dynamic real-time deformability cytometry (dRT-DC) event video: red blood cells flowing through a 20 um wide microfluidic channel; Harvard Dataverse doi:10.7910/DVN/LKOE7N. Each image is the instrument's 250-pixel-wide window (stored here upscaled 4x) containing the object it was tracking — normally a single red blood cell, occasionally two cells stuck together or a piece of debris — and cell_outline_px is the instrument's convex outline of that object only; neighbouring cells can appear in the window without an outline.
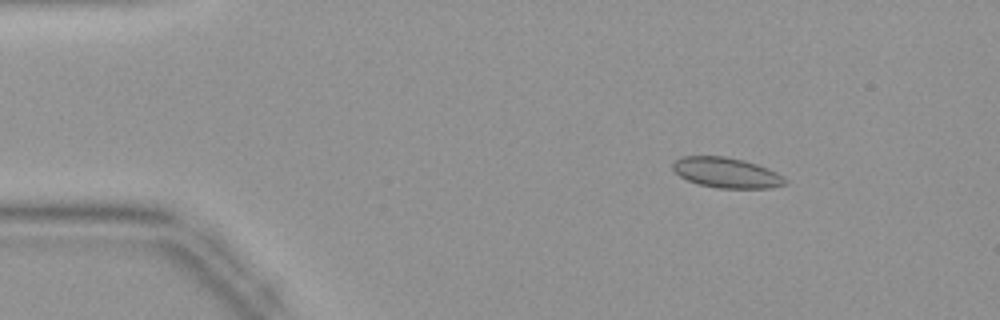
{"species": "common noctule bat (a hibernating species)", "species_latin": "Nyctalus noctula", "temperature_condition": "warm", "stored_images_in_passage": 43, "camera_frame_rate_fps": 3000, "um_per_image_px": 0.085, "animal": {"sex": "female", "body_mass_g": 19.9}, "frame": {"image": 1, "passage_image": 6, "time_ms": 1.667, "image_size_px": [1000, 320], "cell_outline_px": [[788, 184], [772, 188], [716, 188], [700, 184], [688, 180], [680, 176], [672, 168], [672, 164], [680, 156], [724, 156], [744, 160], [768, 168], [784, 176], [788, 180]], "centroid_in_image_um": [61.79, 14.68], "position_along_channel_um": 23.2, "area_um2": 19.94}}
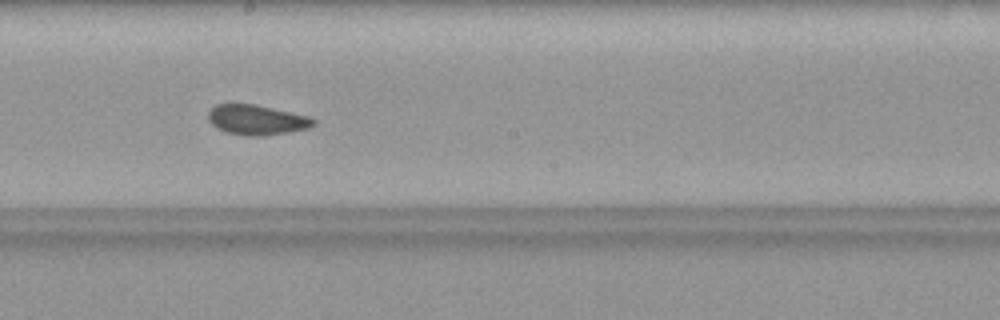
{"frame": {"image": 2, "passage_image": 24, "time_ms": 7.667, "image_size_px": [1000, 320], "cell_outline_px": [[316, 124], [308, 128], [284, 132], [256, 136], [244, 136], [228, 132], [216, 128], [208, 120], [208, 112], [216, 104], [256, 104], [312, 116], [316, 120]], "centroid_in_image_um": [21.84, 10.17], "position_along_channel_um": 226.4, "area_um2": 18.44}}
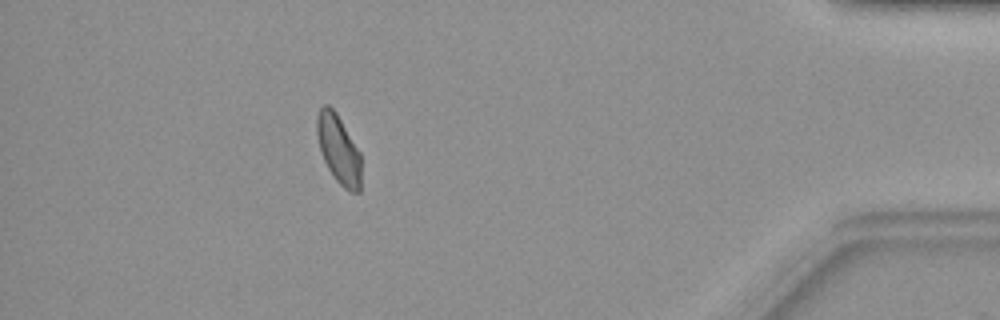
{"frame": {"image": 3, "passage_image": 39, "time_ms": 12.667, "image_size_px": [1000, 320], "cell_outline_px": [[360, 192], [352, 192], [344, 188], [336, 180], [328, 168], [320, 152], [316, 136], [316, 116], [320, 108], [324, 104], [328, 104], [336, 112], [360, 152]], "centroid_in_image_um": [28.75, 12.66], "position_along_channel_um": 406.5, "area_um2": 17.74}}